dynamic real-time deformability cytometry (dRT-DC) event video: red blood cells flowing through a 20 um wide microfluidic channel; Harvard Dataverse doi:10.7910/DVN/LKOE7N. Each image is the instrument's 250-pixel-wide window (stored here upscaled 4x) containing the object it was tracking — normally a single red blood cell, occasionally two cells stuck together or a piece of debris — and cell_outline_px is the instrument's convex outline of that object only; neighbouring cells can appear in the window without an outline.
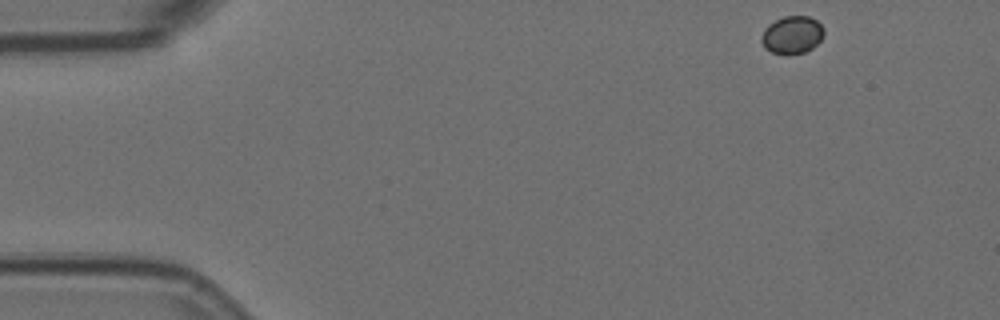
{"species": "Egyptian fruit bat (a non-hibernating species)", "species_latin": "Rousettus aegyptiacus", "temperature_condition": "room temperature", "stored_images_in_passage": 53, "camera_frame_rate_fps": 3000, "um_per_image_px": 0.085, "animal": {"sex": "female"}, "frame": {"image": 1, "passage_image": 1, "time_ms": 0.0, "image_size_px": [1000, 320], "cell_outline_px": [[824, 36], [812, 48], [804, 52], [772, 52], [764, 48], [760, 40], [760, 36], [764, 28], [768, 24], [784, 16], [808, 16], [816, 20], [824, 28]], "centroid_in_image_um": [67.31, 2.93], "position_along_channel_um": 17.7, "area_um2": 13.53}}
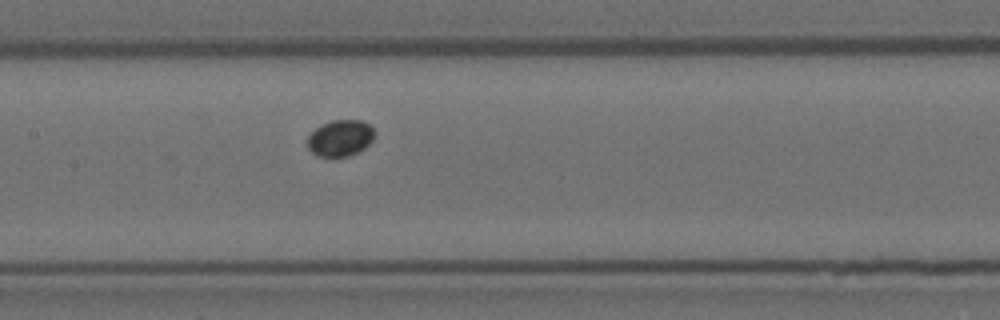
{"frame": {"image": 2, "passage_image": 23, "time_ms": 7.333, "image_size_px": [1000, 320], "cell_outline_px": [[376, 132], [372, 140], [364, 148], [348, 156], [320, 156], [312, 152], [308, 148], [308, 136], [320, 124], [332, 120], [364, 120], [372, 124]], "centroid_in_image_um": [28.96, 11.7], "position_along_channel_um": 178.4, "area_um2": 14.28}}
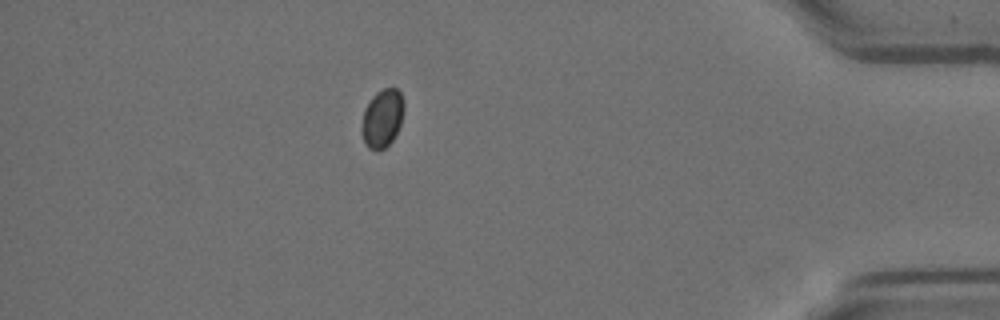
{"frame": {"image": 3, "passage_image": 46, "time_ms": 15.0, "image_size_px": [1000, 320], "cell_outline_px": [[404, 108], [400, 124], [392, 140], [384, 148], [376, 152], [368, 148], [364, 144], [360, 132], [360, 128], [364, 108], [372, 96], [376, 92], [384, 88], [396, 88], [400, 92], [404, 100]], "centroid_in_image_um": [32.45, 10.07], "position_along_channel_um": 402.7, "area_um2": 14.62}}